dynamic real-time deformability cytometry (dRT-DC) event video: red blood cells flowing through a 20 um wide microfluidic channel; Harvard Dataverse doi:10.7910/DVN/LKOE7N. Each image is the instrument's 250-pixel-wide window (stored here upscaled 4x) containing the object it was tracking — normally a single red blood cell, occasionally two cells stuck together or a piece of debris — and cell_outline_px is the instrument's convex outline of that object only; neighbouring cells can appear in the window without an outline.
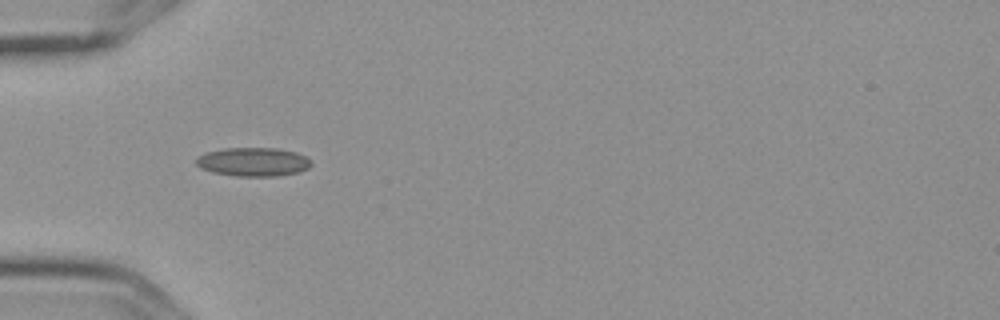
{"species": "Egyptian fruit bat (a non-hibernating species)", "species_latin": "Rousettus aegyptiacus", "temperature_condition": "cold", "stored_images_in_passage": 7, "camera_frame_rate_fps": 3000, "um_per_image_px": 0.085, "frame": {"image": 1, "passage_image": 6, "time_ms": 1.667, "image_size_px": [1000, 320], "cell_outline_px": [[312, 164], [308, 168], [296, 172], [276, 176], [236, 176], [212, 172], [200, 168], [196, 164], [196, 156], [204, 152], [224, 148], [276, 148], [296, 152], [312, 160]], "centroid_in_image_um": [21.48, 13.75], "position_along_channel_um": 63.5, "area_um2": 19.36}}
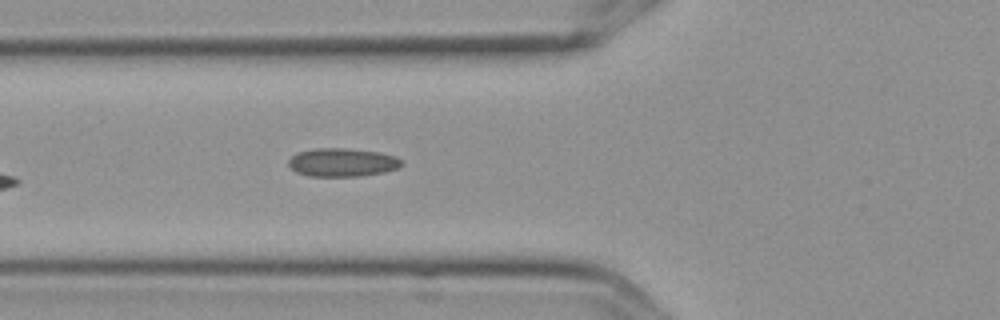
{"frame": {"image": 2, "passage_image": 7, "time_ms": 2.0, "image_size_px": [1000, 320], "cell_outline_px": [[404, 164], [396, 168], [384, 172], [360, 176], [308, 176], [296, 172], [288, 164], [288, 160], [296, 152], [316, 148], [348, 148], [380, 152], [396, 156]], "centroid_in_image_um": [29.08, 13.79], "position_along_channel_um": 96.7, "area_um2": 18.79}}